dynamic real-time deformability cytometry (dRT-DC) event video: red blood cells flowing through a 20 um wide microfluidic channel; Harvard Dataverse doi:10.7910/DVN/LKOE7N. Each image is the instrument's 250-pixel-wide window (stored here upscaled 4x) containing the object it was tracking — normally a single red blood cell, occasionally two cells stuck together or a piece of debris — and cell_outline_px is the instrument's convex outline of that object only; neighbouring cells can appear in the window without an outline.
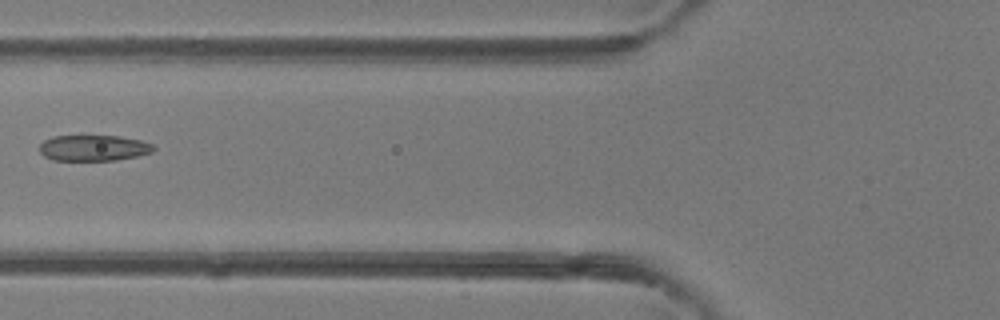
{"species": "common noctule bat (a hibernating species)", "species_latin": "Nyctalus noctula", "temperature_condition": "room temperature", "stored_images_in_passage": 2, "camera_frame_rate_fps": 3000, "um_per_image_px": 0.085, "animal": {"sex": "female"}, "frame": {"image": 1, "passage_image": 2, "time_ms": 1.333, "image_size_px": [1000, 320], "cell_outline_px": [[156, 148], [152, 152], [136, 156], [116, 160], [52, 160], [44, 156], [40, 152], [40, 144], [44, 140], [56, 136], [120, 136], [140, 140], [152, 144]], "centroid_in_image_um": [7.96, 12.58], "position_along_channel_um": 117.8, "area_um2": 17.11}}